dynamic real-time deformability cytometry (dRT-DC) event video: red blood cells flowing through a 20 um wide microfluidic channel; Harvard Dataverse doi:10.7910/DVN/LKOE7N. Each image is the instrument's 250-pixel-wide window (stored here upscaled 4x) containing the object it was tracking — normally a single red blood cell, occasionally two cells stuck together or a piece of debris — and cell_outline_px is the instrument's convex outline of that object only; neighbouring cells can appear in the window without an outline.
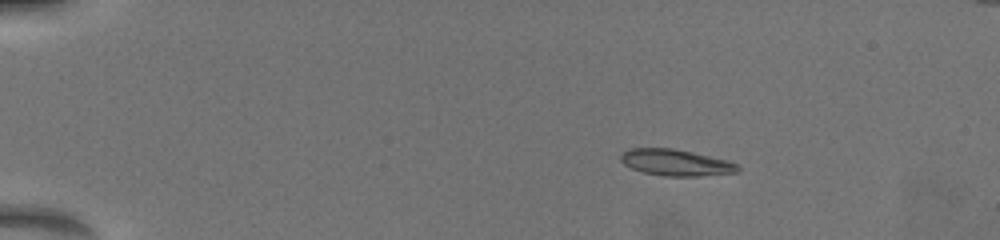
{"species": "common noctule bat (a hibernating species)", "species_latin": "Nyctalus noctula", "temperature_condition": "warm", "stored_images_in_passage": 54, "camera_frame_rate_fps": 3000, "um_per_image_px": 0.085, "animal": {"sex": "female", "body_mass_g": 19.5, "forearm_length_mm": 54.1}, "frame": {"image": 1, "passage_image": 7, "time_ms": 3.0, "image_size_px": [1000, 240], "cell_outline_px": [[740, 172], [696, 176], [664, 176], [644, 172], [632, 168], [624, 164], [620, 160], [620, 156], [628, 148], [672, 148], [692, 152], [728, 160], [736, 164], [740, 168]], "centroid_in_image_um": [57.45, 13.81], "position_along_channel_um": 27.6, "area_um2": 17.92}}
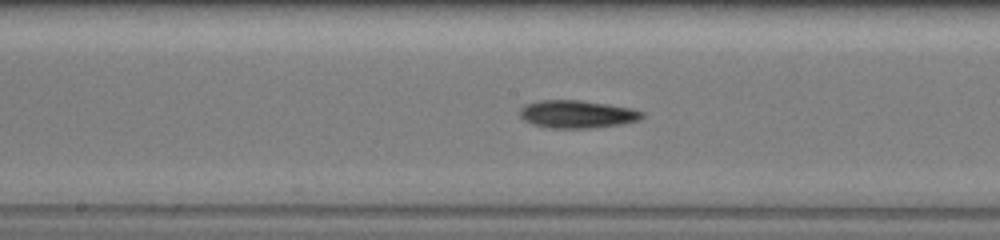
{"frame": {"image": 2, "passage_image": 26, "time_ms": 10.0, "image_size_px": [1000, 240], "cell_outline_px": [[644, 116], [640, 120], [620, 124], [592, 128], [548, 128], [532, 124], [524, 120], [520, 116], [520, 108], [528, 104], [544, 100], [576, 100], [604, 104], [628, 108], [644, 112]], "centroid_in_image_um": [49.04, 9.72], "position_along_channel_um": 199.2, "area_um2": 19.48}}
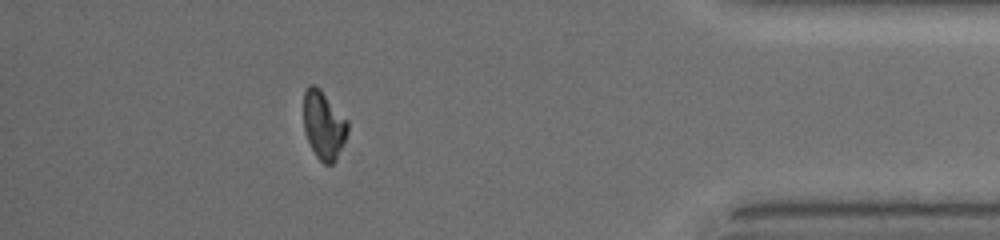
{"frame": {"image": 3, "passage_image": 47, "time_ms": 16.333, "image_size_px": [1000, 240], "cell_outline_px": [[348, 132], [336, 160], [332, 164], [324, 164], [316, 156], [308, 140], [304, 128], [304, 92], [308, 84], [316, 84], [320, 88], [348, 120]], "centroid_in_image_um": [27.52, 10.6], "position_along_channel_um": 407.7, "area_um2": 17.57}, "authors_computed_cell_mechanics": {"area_um2": 18.3226, "velocity_mm_per_s": 3.8719, "shape_relaxation_time_tau1_ms": 4.0269, "shape_relaxation_time_tau2_ms": 6.6841, "deformation_change_tau1": 0.1307, "deformation_change_tau2": 0.1399}}